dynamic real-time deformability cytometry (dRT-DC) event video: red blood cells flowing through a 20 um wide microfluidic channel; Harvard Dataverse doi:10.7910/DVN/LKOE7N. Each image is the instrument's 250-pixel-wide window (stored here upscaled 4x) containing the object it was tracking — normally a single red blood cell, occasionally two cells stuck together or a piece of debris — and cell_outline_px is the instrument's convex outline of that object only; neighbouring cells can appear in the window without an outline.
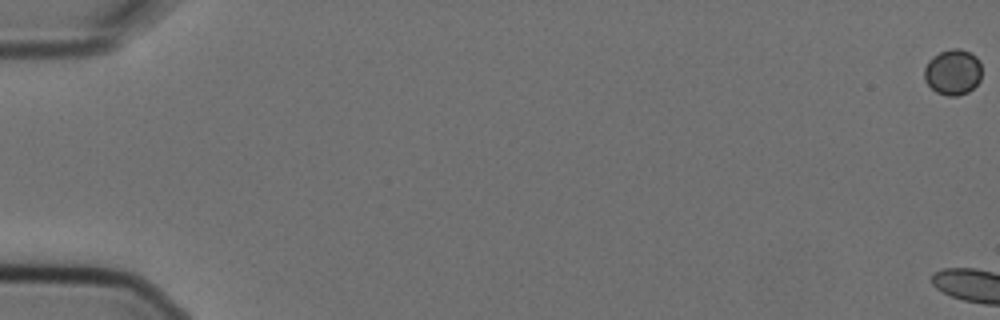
{"species": "Egyptian fruit bat (a non-hibernating species)", "species_latin": "Rousettus aegyptiacus", "temperature_condition": "cold", "stored_images_in_passage": 11, "camera_frame_rate_fps": 3000, "um_per_image_px": 0.085, "animal": {"sex": "female"}, "frame": {"image": 1, "passage_image": 1, "time_ms": 0.0, "image_size_px": [1000, 320], "cell_outline_px": [[980, 80], [968, 92], [956, 96], [948, 96], [936, 92], [924, 80], [924, 68], [928, 60], [932, 56], [940, 52], [952, 48], [960, 48], [976, 56], [980, 60]], "centroid_in_image_um": [80.97, 6.12], "position_along_channel_um": 4.0, "area_um2": 15.32}}
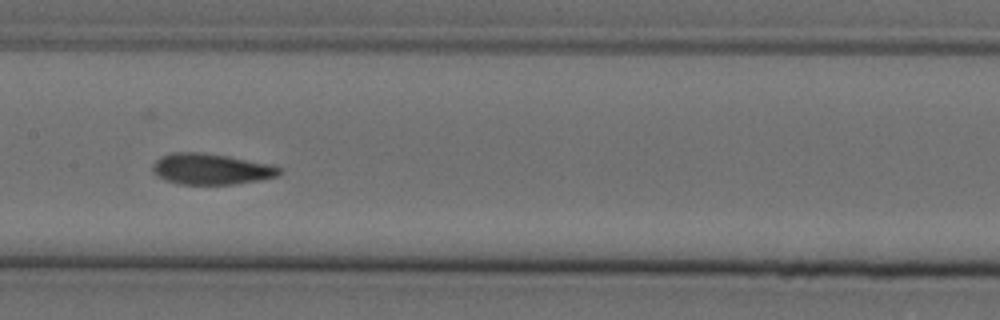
{"frame": {"image": 2, "passage_image": 8, "time_ms": 2.333, "image_size_px": [1000, 320], "cell_outline_px": [[280, 172], [276, 176], [260, 180], [236, 184], [180, 184], [164, 180], [152, 172], [152, 164], [160, 156], [172, 152], [200, 152], [228, 156], [272, 164], [280, 168]], "centroid_in_image_um": [17.9, 14.36], "position_along_channel_um": 189.5, "area_um2": 22.95}}
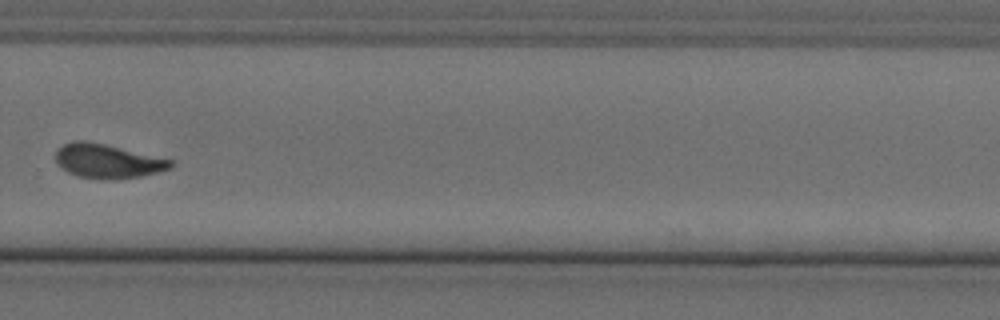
{"frame": {"image": 3, "passage_image": 11, "time_ms": 3.333, "image_size_px": [1000, 320], "cell_outline_px": [[176, 164], [172, 168], [140, 176], [116, 180], [100, 180], [76, 176], [68, 172], [56, 164], [56, 148], [72, 140], [88, 140], [176, 160]], "centroid_in_image_um": [9.16, 13.69], "position_along_channel_um": 320.6, "area_um2": 23.52}}